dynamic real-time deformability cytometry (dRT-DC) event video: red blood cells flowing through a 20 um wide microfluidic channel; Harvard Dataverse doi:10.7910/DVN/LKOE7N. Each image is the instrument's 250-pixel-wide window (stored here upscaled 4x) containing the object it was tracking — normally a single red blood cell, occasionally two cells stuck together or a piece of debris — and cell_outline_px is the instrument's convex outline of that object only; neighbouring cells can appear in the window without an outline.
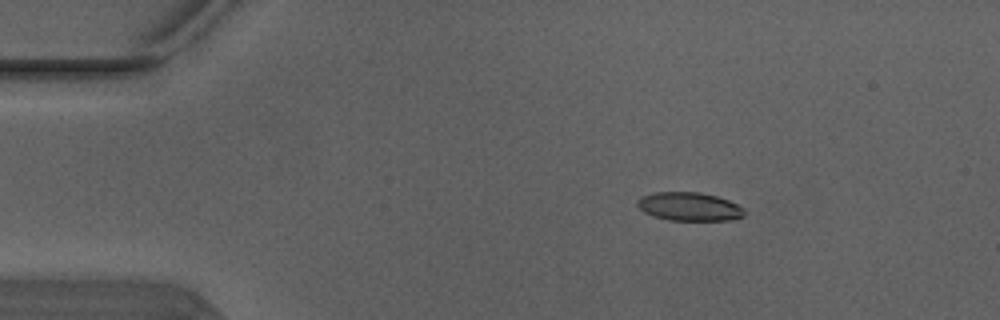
{"species": "Egyptian fruit bat (a non-hibernating species)", "species_latin": "Rousettus aegyptiacus", "temperature_condition": "warm", "stored_images_in_passage": 4, "camera_frame_rate_fps": 3000, "um_per_image_px": 0.085, "animal": {"sex": "male"}, "frame": {"image": 1, "passage_image": 2, "time_ms": 0.333, "image_size_px": [1000, 320], "cell_outline_px": [[744, 216], [732, 220], [668, 220], [652, 216], [644, 212], [636, 204], [636, 200], [640, 196], [652, 192], [700, 192], [716, 196], [728, 200], [744, 208]], "centroid_in_image_um": [58.55, 17.55], "position_along_channel_um": 26.5, "area_um2": 17.92}}
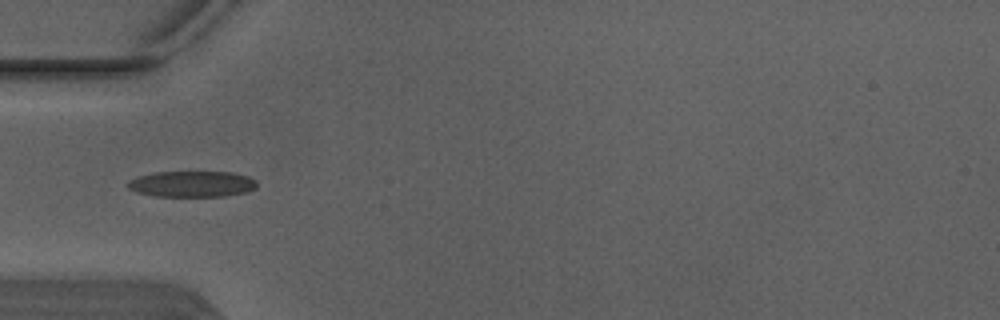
{"frame": {"image": 2, "passage_image": 3, "time_ms": 0.667, "image_size_px": [1000, 320], "cell_outline_px": [[256, 188], [248, 192], [224, 196], [152, 196], [136, 192], [128, 188], [124, 184], [128, 180], [136, 176], [156, 172], [232, 172], [248, 176], [256, 180]], "centroid_in_image_um": [16.28, 15.64], "position_along_channel_um": 68.7, "area_um2": 19.83}}
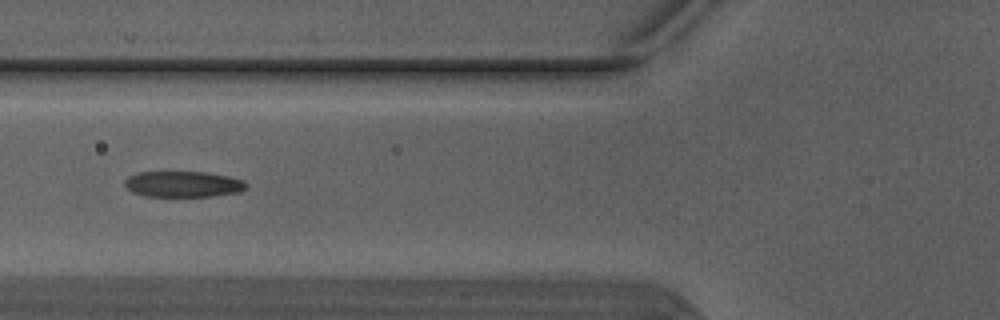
{"frame": {"image": 3, "passage_image": 4, "time_ms": 1.0, "image_size_px": [1000, 320], "cell_outline_px": [[248, 188], [240, 192], [212, 196], [144, 196], [132, 192], [124, 184], [124, 180], [128, 176], [140, 172], [204, 172], [228, 176], [244, 180], [248, 184]], "centroid_in_image_um": [15.59, 15.65], "position_along_channel_um": 110.2, "area_um2": 18.44}}